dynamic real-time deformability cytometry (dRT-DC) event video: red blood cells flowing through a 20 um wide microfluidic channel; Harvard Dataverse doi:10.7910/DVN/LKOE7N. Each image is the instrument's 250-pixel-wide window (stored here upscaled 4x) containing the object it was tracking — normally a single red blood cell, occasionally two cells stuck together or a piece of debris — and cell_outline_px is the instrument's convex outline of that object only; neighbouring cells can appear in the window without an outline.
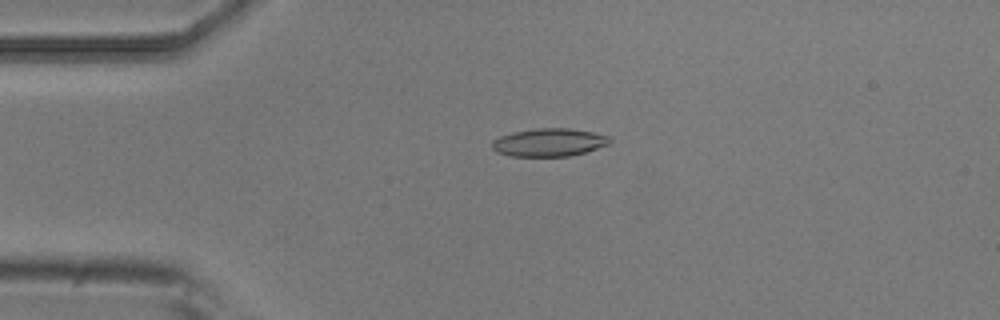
{"species": "common noctule bat (a hibernating species)", "species_latin": "Nyctalus noctula", "temperature_condition": "room temperature", "stored_images_in_passage": 3, "camera_frame_rate_fps": 3000, "um_per_image_px": 0.085, "animal": {"sex": "male", "body_mass_g": 20.5, "forearm_length_mm": 52.5}, "frame": {"image": 1, "passage_image": 2, "time_ms": 0.333, "image_size_px": [1000, 320], "cell_outline_px": [[612, 140], [608, 144], [584, 152], [568, 156], [508, 156], [496, 152], [492, 148], [492, 140], [500, 136], [512, 132], [536, 128], [568, 128], [592, 132], [612, 136]], "centroid_in_image_um": [46.65, 12.1], "position_along_channel_um": 38.4, "area_um2": 19.25}}